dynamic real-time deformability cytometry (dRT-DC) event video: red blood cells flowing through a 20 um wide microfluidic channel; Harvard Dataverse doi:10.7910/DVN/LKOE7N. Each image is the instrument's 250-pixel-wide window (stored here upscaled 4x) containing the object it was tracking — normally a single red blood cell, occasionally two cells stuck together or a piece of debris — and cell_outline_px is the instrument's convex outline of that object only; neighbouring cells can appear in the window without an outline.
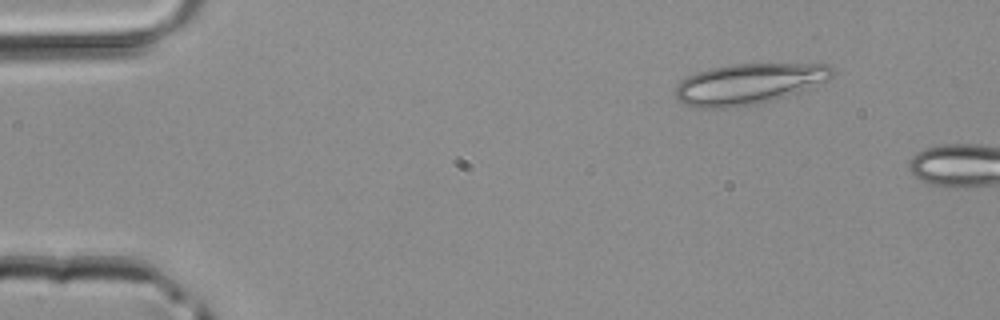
{"species": "common noctule bat (a hibernating species)", "species_latin": "Nyctalus noctula", "temperature_condition": "room temperature", "stored_images_in_passage": 2, "camera_frame_rate_fps": 3000, "um_per_image_px": 0.085, "animal": {"sex": "male", "body_mass_g": 20.4}, "frame": {"image": 1, "passage_image": 1, "time_ms": 0.0, "image_size_px": [1000, 320], "cell_outline_px": [[836, 72], [828, 80], [784, 96], [760, 104], [728, 108], [700, 108], [684, 104], [676, 96], [676, 84], [688, 76], [712, 68], [728, 64], [828, 64]], "centroid_in_image_um": [63.63, 7.13], "position_along_channel_um": 21.4, "area_um2": 36.88}}